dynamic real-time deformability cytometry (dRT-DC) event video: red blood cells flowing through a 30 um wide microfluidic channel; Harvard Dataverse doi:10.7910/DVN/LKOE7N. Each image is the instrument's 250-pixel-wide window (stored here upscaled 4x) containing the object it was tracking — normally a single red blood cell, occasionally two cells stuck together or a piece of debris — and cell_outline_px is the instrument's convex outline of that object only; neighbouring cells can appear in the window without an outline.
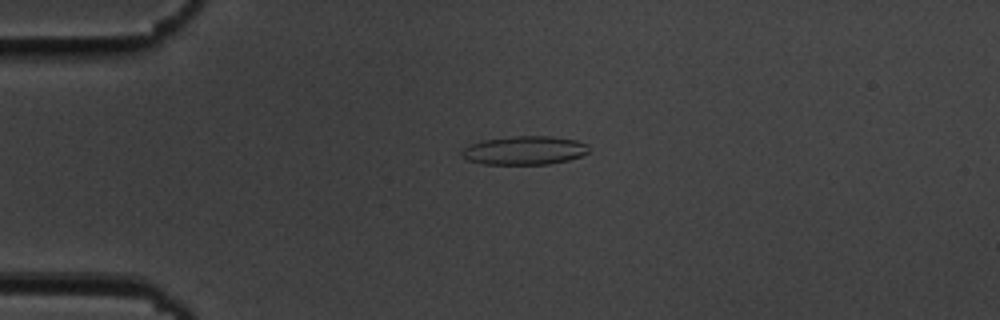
{"species": "common noctule bat (a hibernating species)", "species_latin": "Nyctalus noctula", "temperature_condition": "cold", "stored_images_in_passage": 43, "camera_frame_rate_fps": 3000, "um_per_image_px": 0.085, "animal": {"sex": "male", "body_mass_g": 19.5, "forearm_length_mm": 54.6}, "frame": {"image": 1, "passage_image": 2, "time_ms": 0.333, "image_size_px": [1000, 320], "cell_outline_px": [[588, 152], [580, 156], [568, 160], [548, 164], [484, 164], [468, 160], [460, 156], [460, 152], [468, 144], [484, 140], [512, 136], [552, 136], [576, 140], [588, 144]], "centroid_in_image_um": [44.55, 12.78], "position_along_channel_um": 40.4, "area_um2": 21.27}}
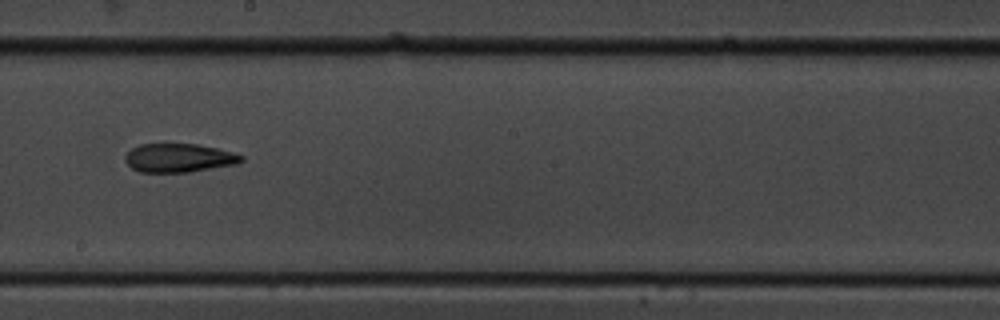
{"frame": {"image": 2, "passage_image": 20, "time_ms": 6.333, "image_size_px": [1000, 320], "cell_outline_px": [[244, 160], [236, 164], [188, 172], [140, 172], [132, 168], [124, 160], [124, 156], [132, 148], [140, 144], [196, 144], [216, 148], [232, 152], [244, 156]], "centroid_in_image_um": [15.19, 13.42], "position_along_channel_um": 233.0, "area_um2": 19.31}}
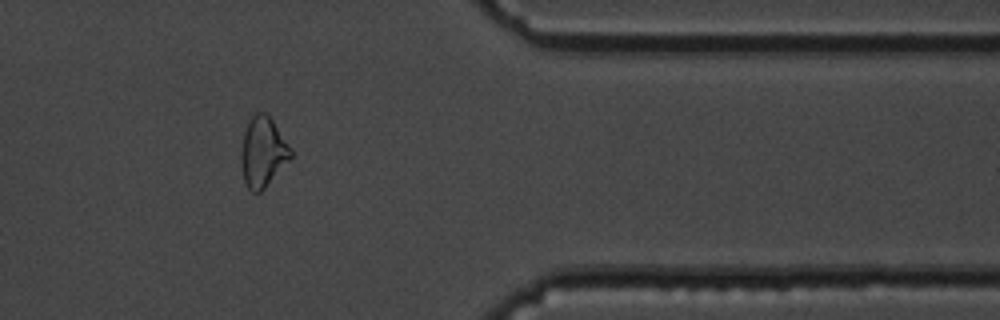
{"frame": {"image": 3, "passage_image": 34, "time_ms": 11.0, "image_size_px": [1000, 320], "cell_outline_px": [[292, 156], [264, 188], [260, 192], [252, 192], [248, 188], [244, 180], [240, 160], [240, 156], [244, 132], [252, 116], [256, 112], [268, 112], [292, 148]], "centroid_in_image_um": [22.35, 12.88], "position_along_channel_um": 389.1, "area_um2": 20.23}, "authors_computed_cell_mechanics": {"area_um2": 19.941, "velocity_mm_per_s": 3.6995, "shape_relaxation_time_tau1_ms": 5.201, "shape_relaxation_time_tau2_ms": 3.1831, "deformation_change_tau1": 0.152, "deformation_change_tau2": 0.1261}}